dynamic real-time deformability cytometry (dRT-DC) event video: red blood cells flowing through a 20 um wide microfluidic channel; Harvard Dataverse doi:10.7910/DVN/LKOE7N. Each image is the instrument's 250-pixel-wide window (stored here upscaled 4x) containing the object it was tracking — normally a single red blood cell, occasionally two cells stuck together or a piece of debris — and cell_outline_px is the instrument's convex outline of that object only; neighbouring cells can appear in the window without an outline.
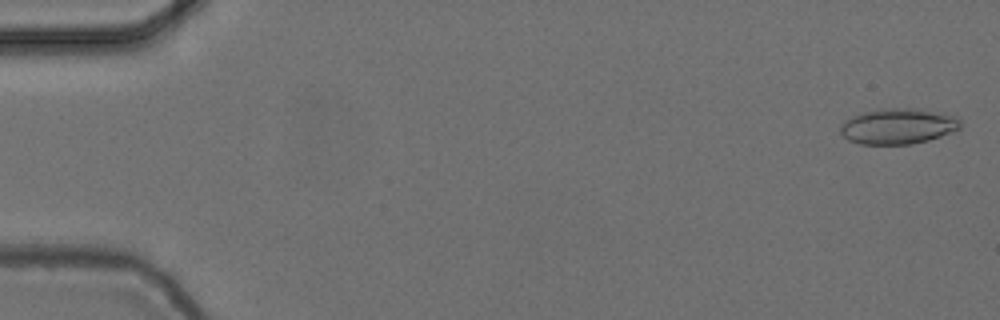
{"species": "common noctule bat (a hibernating species)", "species_latin": "Nyctalus noctula", "temperature_condition": "cold", "stored_images_in_passage": 56, "camera_frame_rate_fps": 3000, "um_per_image_px": 0.085, "animal": {"sex": "female", "body_mass_g": 24.6, "forearm_length_mm": 56.2}, "frame": {"image": 1, "passage_image": 2, "time_ms": 0.333, "image_size_px": [1000, 320], "cell_outline_px": [[960, 128], [940, 136], [928, 140], [912, 144], [860, 144], [848, 140], [840, 132], [840, 124], [844, 120], [864, 112], [880, 108], [912, 108], [956, 116], [960, 120]], "centroid_in_image_um": [76.29, 10.73], "position_along_channel_um": 8.7, "area_um2": 24.74}}
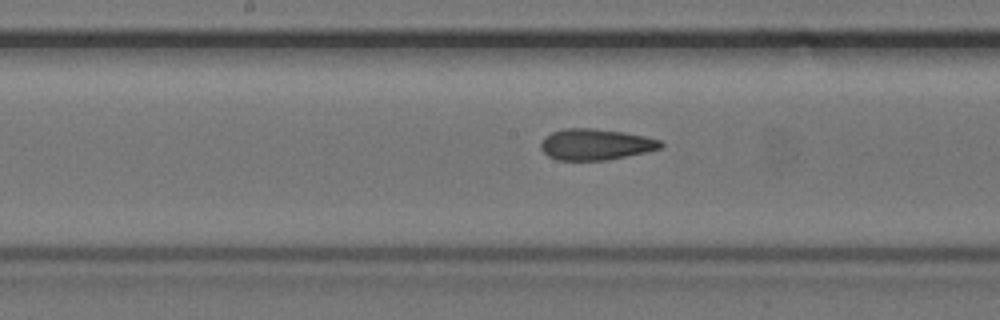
{"frame": {"image": 2, "passage_image": 29, "time_ms": 9.333, "image_size_px": [1000, 320], "cell_outline_px": [[664, 144], [660, 148], [644, 152], [608, 160], [556, 160], [548, 156], [540, 148], [540, 144], [544, 136], [552, 132], [564, 128], [592, 128], [624, 132], [644, 136], [660, 140]], "centroid_in_image_um": [50.58, 12.27], "position_along_channel_um": 197.6, "area_um2": 21.73}}
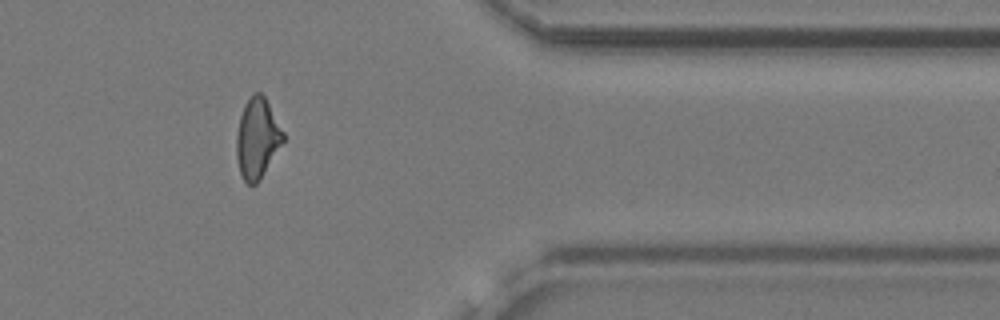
{"frame": {"image": 3, "passage_image": 46, "time_ms": 15.0, "image_size_px": [1000, 320], "cell_outline_px": [[284, 140], [260, 180], [256, 184], [248, 184], [244, 180], [240, 172], [236, 156], [236, 136], [240, 116], [244, 104], [252, 92], [260, 92], [264, 96], [284, 132]], "centroid_in_image_um": [21.85, 11.74], "position_along_channel_um": 389.5, "area_um2": 21.73}, "authors_computed_cell_mechanics": {"area_um2": 22.1374, "velocity_mm_per_s": 3.7341, "shape_relaxation_time_tau1_ms": null, "shape_relaxation_time_tau2_ms": 2.3637, "deformation_change_tau1": null, "deformation_change_tau2": 0.0834}}